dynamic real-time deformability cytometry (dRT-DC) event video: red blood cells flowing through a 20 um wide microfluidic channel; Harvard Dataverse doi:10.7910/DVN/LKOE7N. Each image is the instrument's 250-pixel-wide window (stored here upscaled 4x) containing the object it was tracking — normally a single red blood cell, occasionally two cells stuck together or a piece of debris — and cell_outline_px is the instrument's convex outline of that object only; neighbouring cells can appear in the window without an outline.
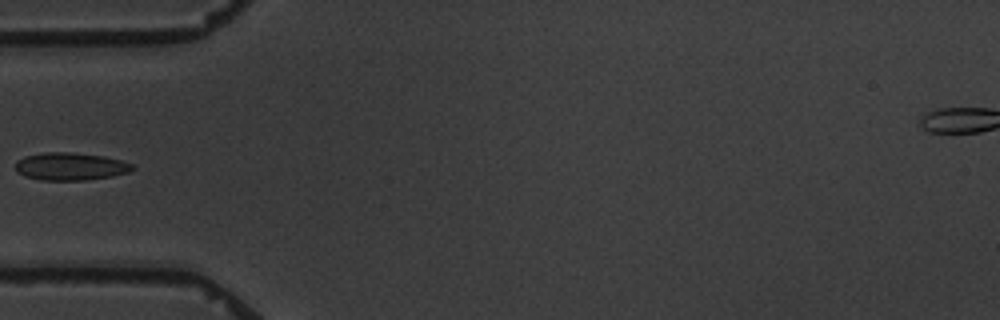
{"species": "common noctule bat (a hibernating species)", "species_latin": "Nyctalus noctula", "temperature_condition": "warm", "stored_images_in_passage": 9, "camera_frame_rate_fps": 3000, "um_per_image_px": 0.085, "animal": {"sex": "male", "body_mass_g": 19.5, "forearm_length_mm": 54.6}, "frame": {"image": 1, "passage_image": 6, "time_ms": 6.0, "image_size_px": [1000, 320], "cell_outline_px": [[136, 168], [128, 172], [112, 176], [84, 180], [40, 180], [24, 176], [16, 172], [16, 160], [24, 156], [44, 152], [68, 152], [104, 156], [120, 160], [132, 164]], "centroid_in_image_um": [5.95, 14.14], "position_along_channel_um": 79.0, "area_um2": 18.9}}
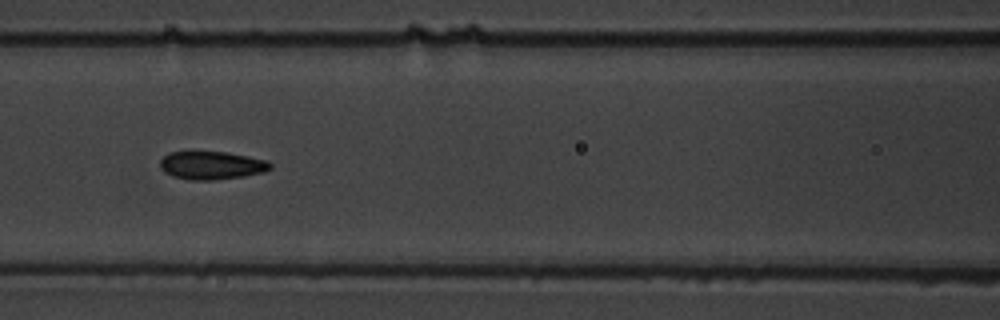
{"frame": {"image": 2, "passage_image": 8, "time_ms": 8.0, "image_size_px": [1000, 320], "cell_outline_px": [[272, 168], [264, 172], [244, 176], [216, 180], [188, 180], [172, 176], [164, 172], [160, 168], [160, 160], [168, 152], [228, 152], [268, 160], [272, 164]], "centroid_in_image_um": [18.0, 14.06], "position_along_channel_um": 148.6, "area_um2": 18.26}}
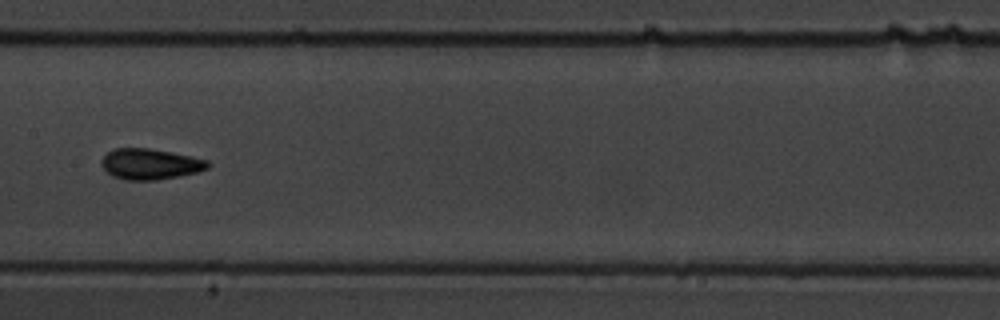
{"frame": {"image": 3, "passage_image": 9, "time_ms": 9.333, "image_size_px": [1000, 320], "cell_outline_px": [[212, 164], [208, 168], [196, 172], [156, 180], [124, 180], [112, 176], [100, 164], [100, 160], [108, 152], [116, 148], [148, 148], [192, 156], [208, 160]], "centroid_in_image_um": [12.76, 13.94], "position_along_channel_um": 194.6, "area_um2": 19.02}}